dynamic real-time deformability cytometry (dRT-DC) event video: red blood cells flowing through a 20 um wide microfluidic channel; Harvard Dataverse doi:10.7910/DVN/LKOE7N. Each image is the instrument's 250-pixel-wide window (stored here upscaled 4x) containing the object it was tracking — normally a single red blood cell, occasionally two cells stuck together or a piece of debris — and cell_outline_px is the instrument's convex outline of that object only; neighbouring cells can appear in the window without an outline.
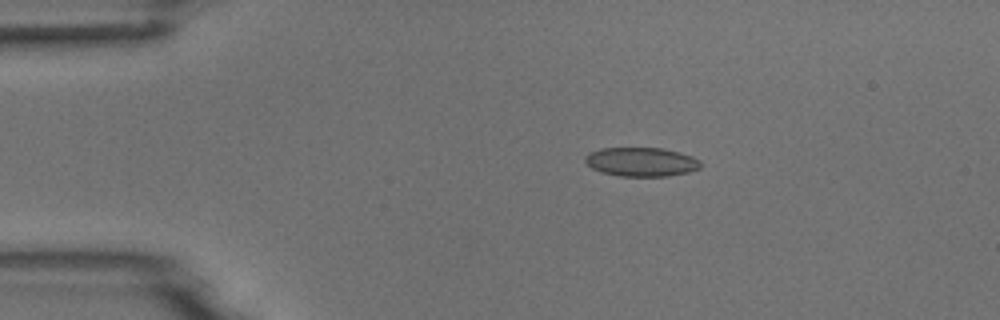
{"species": "common noctule bat (a hibernating species)", "species_latin": "Nyctalus noctula", "temperature_condition": "room temperature", "stored_images_in_passage": 5, "camera_frame_rate_fps": 3000, "um_per_image_px": 0.085, "animal": {"sex": "male", "body_mass_g": 18.8}, "frame": {"image": 1, "passage_image": 3, "time_ms": 2.333, "image_size_px": [1000, 320], "cell_outline_px": [[700, 168], [688, 172], [668, 176], [620, 176], [600, 172], [592, 168], [584, 160], [584, 156], [588, 152], [600, 148], [660, 148], [680, 152], [692, 156], [700, 160]], "centroid_in_image_um": [54.48, 13.75], "position_along_channel_um": 30.5, "area_um2": 19.59}}